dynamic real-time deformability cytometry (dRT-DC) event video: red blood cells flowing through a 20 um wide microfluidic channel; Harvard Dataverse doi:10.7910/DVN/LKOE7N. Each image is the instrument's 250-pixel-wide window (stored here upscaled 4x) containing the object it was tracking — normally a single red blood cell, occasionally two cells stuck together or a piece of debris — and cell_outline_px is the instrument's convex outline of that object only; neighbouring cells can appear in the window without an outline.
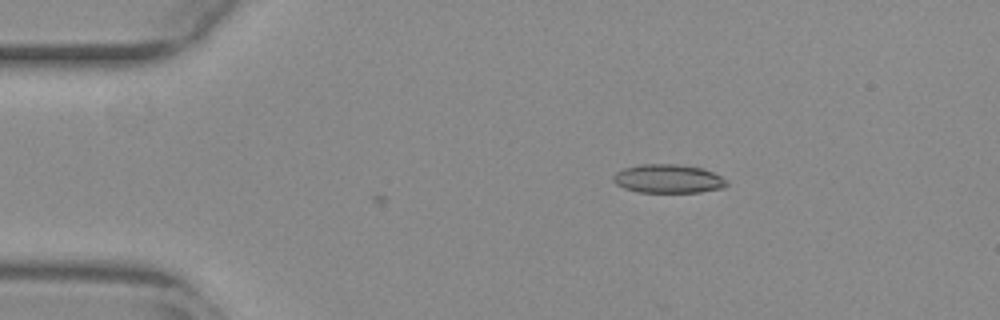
{"species": "common noctule bat (a hibernating species)", "species_latin": "Nyctalus noctula", "temperature_condition": "warm", "stored_images_in_passage": 3, "camera_frame_rate_fps": 3000, "um_per_image_px": 0.085, "animal": {"sex": "female", "body_mass_g": 29.2, "forearm_length_mm": 56.3}, "frame": {"image": 1, "passage_image": 3, "time_ms": 0.667, "image_size_px": [1000, 320], "cell_outline_px": [[728, 184], [724, 188], [700, 192], [636, 192], [624, 188], [616, 184], [612, 180], [612, 176], [616, 172], [624, 168], [640, 164], [676, 164], [704, 168], [728, 180]], "centroid_in_image_um": [56.79, 15.19], "position_along_channel_um": 28.2, "area_um2": 19.13}}